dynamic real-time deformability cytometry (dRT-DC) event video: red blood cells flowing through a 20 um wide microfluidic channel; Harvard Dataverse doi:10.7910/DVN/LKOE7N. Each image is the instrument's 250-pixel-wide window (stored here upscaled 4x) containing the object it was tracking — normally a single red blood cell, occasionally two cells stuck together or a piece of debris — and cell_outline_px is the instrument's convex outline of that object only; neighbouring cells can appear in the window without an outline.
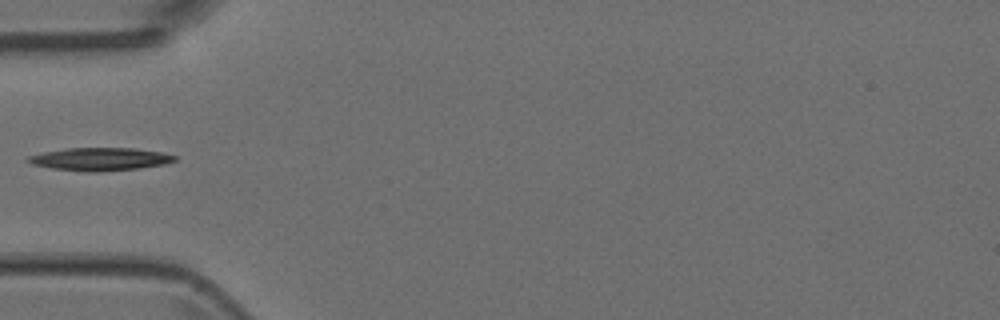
{"species": "Egyptian fruit bat (a non-hibernating species)", "species_latin": "Rousettus aegyptiacus", "temperature_condition": "room temperature", "stored_images_in_passage": 2, "camera_frame_rate_fps": 3000, "um_per_image_px": 0.085, "animal": {"sex": "female"}, "frame": {"image": 1, "passage_image": 2, "time_ms": 0.333, "image_size_px": [1000, 320], "cell_outline_px": [[176, 160], [164, 164], [140, 168], [100, 172], [84, 172], [52, 168], [32, 164], [24, 160], [28, 156], [44, 152], [68, 148], [136, 148], [160, 152], [176, 156]], "centroid_in_image_um": [8.48, 13.53], "position_along_channel_um": 76.5, "area_um2": 19.59}}